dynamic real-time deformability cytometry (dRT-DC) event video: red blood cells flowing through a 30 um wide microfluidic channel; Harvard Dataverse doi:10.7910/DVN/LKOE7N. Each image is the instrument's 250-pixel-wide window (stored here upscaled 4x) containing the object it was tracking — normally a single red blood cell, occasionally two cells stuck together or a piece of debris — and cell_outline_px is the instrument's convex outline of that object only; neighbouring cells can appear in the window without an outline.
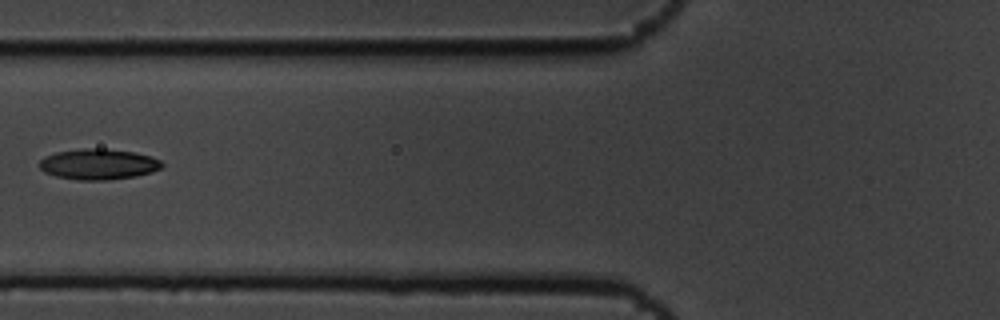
{"species": "common noctule bat (a hibernating species)", "species_latin": "Nyctalus noctula", "temperature_condition": "cold", "stored_images_in_passage": 7, "camera_frame_rate_fps": 3000, "um_per_image_px": 0.085, "animal": {"sex": "male", "body_mass_g": 19.5, "forearm_length_mm": 54.6}, "frame": {"image": 1, "passage_image": 6, "time_ms": 1.667, "image_size_px": [1000, 320], "cell_outline_px": [[164, 164], [160, 168], [152, 172], [136, 176], [108, 180], [76, 180], [56, 176], [44, 172], [40, 168], [40, 160], [44, 156], [56, 152], [84, 148], [104, 148], [132, 152], [152, 156], [160, 160]], "centroid_in_image_um": [8.36, 13.96], "position_along_channel_um": 117.4, "area_um2": 22.02}}
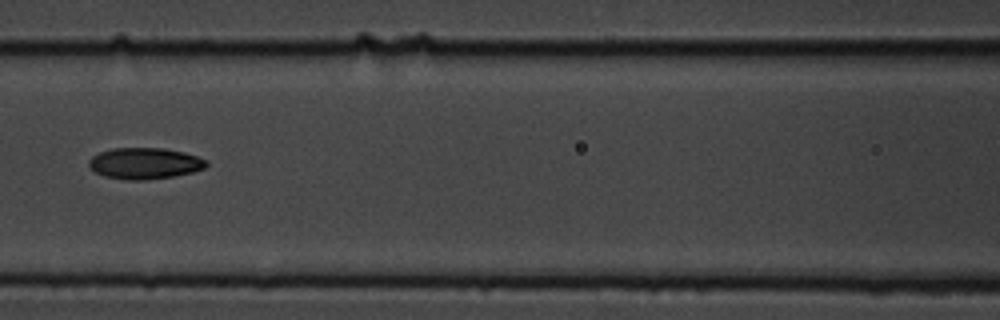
{"frame": {"image": 2, "passage_image": 7, "time_ms": 2.0, "image_size_px": [1000, 320], "cell_outline_px": [[208, 164], [204, 168], [192, 172], [172, 176], [144, 180], [124, 180], [104, 176], [96, 172], [88, 164], [88, 160], [92, 156], [100, 152], [112, 148], [164, 148], [184, 152], [208, 160]], "centroid_in_image_um": [12.29, 13.88], "position_along_channel_um": 154.3, "area_um2": 21.39}}